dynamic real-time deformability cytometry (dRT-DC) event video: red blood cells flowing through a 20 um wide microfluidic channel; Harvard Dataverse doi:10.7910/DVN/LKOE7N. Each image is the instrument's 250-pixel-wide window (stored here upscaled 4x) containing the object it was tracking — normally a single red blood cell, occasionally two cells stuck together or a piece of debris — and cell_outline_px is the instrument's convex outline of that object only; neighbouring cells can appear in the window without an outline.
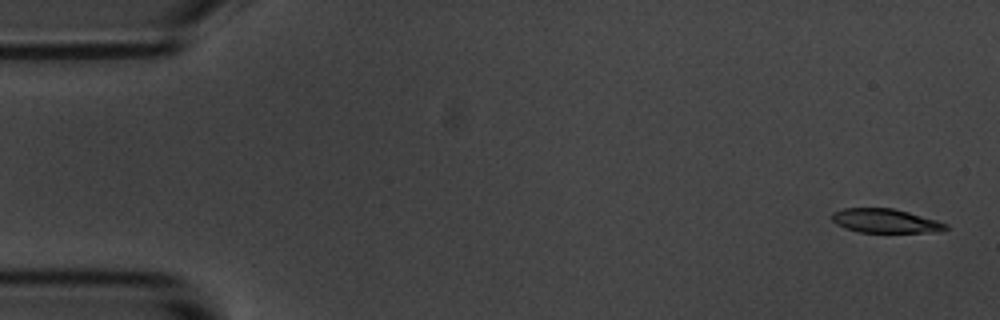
{"species": "common noctule bat (a hibernating species)", "species_latin": "Nyctalus noctula", "temperature_condition": "room temperature", "stored_images_in_passage": 6, "segment_of_instrument_passage": [1, 2], "camera_frame_rate_fps": 3000, "um_per_image_px": 0.085, "animal": {"sex": "male", "body_mass_g": 20.1, "forearm_length_mm": 53.5}, "frame": {"image": 1, "passage_image": 1, "time_ms": 0.0, "image_size_px": [1000, 320], "cell_outline_px": [[948, 228], [932, 232], [860, 232], [844, 228], [836, 224], [832, 220], [832, 212], [844, 208], [892, 208], [908, 212], [936, 220], [948, 224]], "centroid_in_image_um": [75.21, 18.77], "position_along_channel_um": 9.8, "area_um2": 15.78}}